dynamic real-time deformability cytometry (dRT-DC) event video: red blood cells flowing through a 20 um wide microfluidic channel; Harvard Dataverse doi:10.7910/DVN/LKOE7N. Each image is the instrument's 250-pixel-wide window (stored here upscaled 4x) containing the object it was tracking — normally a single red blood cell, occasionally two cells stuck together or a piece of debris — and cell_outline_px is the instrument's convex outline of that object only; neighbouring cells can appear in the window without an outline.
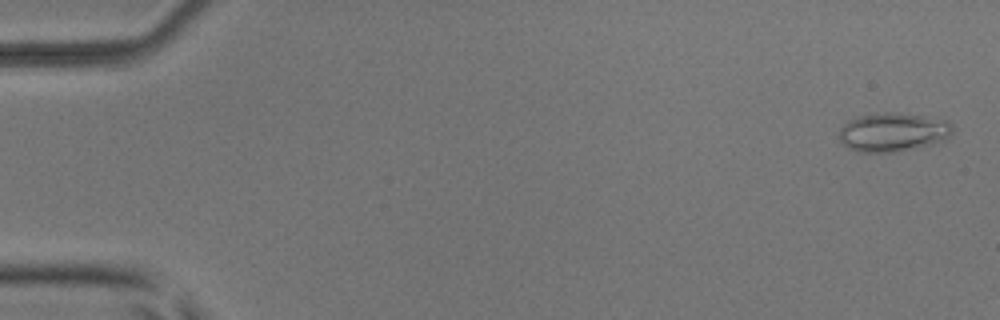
{"species": "common noctule bat (a hibernating species)", "species_latin": "Nyctalus noctula", "temperature_condition": "room temperature", "stored_images_in_passage": 3, "camera_frame_rate_fps": 3000, "um_per_image_px": 0.085, "animal": {"sex": "male", "body_mass_g": 17.9, "forearm_length_mm": 54.2}, "frame": {"image": 1, "passage_image": 1, "time_ms": 0.0, "image_size_px": [1000, 320], "cell_outline_px": [[952, 132], [944, 140], [916, 148], [896, 152], [860, 152], [844, 144], [836, 136], [840, 128], [848, 120], [856, 116], [876, 112], [892, 112], [924, 116], [948, 120], [952, 124]], "centroid_in_image_um": [75.87, 11.21], "position_along_channel_um": 9.1, "area_um2": 25.84}}